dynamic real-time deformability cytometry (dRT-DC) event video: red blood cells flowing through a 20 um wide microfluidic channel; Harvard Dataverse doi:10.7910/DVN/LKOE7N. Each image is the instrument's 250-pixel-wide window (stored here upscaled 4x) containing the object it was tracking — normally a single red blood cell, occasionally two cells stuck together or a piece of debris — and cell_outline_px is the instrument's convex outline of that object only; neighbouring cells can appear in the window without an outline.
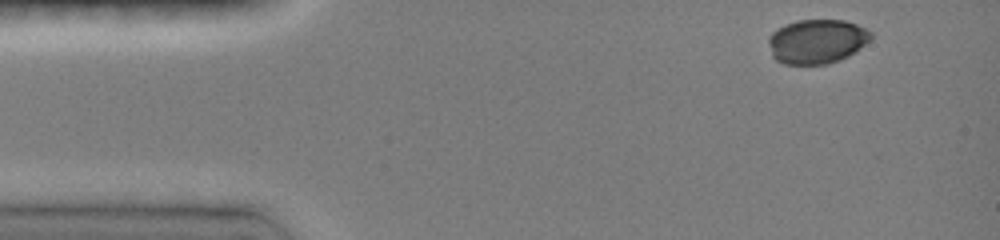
{"species": "common noctule bat (a hibernating species)", "species_latin": "Nyctalus noctula", "temperature_condition": "room temperature", "stored_images_in_passage": 5, "camera_frame_rate_fps": 3000, "um_per_image_px": 0.085, "animal": {"sex": "female", "body_mass_g": 19.0, "forearm_length_mm": 51.5}, "frame": {"image": 1, "passage_image": 1, "time_ms": 0.0, "image_size_px": [1000, 240], "cell_outline_px": [[872, 36], [860, 48], [848, 56], [840, 60], [828, 64], [784, 64], [776, 60], [772, 56], [768, 44], [768, 40], [772, 32], [784, 24], [796, 20], [844, 20], [856, 24], [872, 32]], "centroid_in_image_um": [69.41, 3.52], "position_along_channel_um": 15.6, "area_um2": 26.47}}
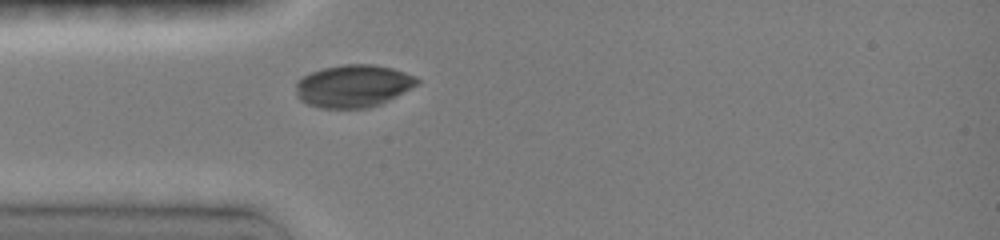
{"frame": {"image": 2, "passage_image": 5, "time_ms": 3.0, "image_size_px": [1000, 240], "cell_outline_px": [[420, 84], [380, 104], [368, 108], [320, 108], [308, 104], [300, 100], [296, 96], [296, 80], [312, 72], [324, 68], [344, 64], [372, 64], [392, 68], [416, 76], [420, 80]], "centroid_in_image_um": [30.03, 7.31], "position_along_channel_um": 55.0, "area_um2": 30.11}}